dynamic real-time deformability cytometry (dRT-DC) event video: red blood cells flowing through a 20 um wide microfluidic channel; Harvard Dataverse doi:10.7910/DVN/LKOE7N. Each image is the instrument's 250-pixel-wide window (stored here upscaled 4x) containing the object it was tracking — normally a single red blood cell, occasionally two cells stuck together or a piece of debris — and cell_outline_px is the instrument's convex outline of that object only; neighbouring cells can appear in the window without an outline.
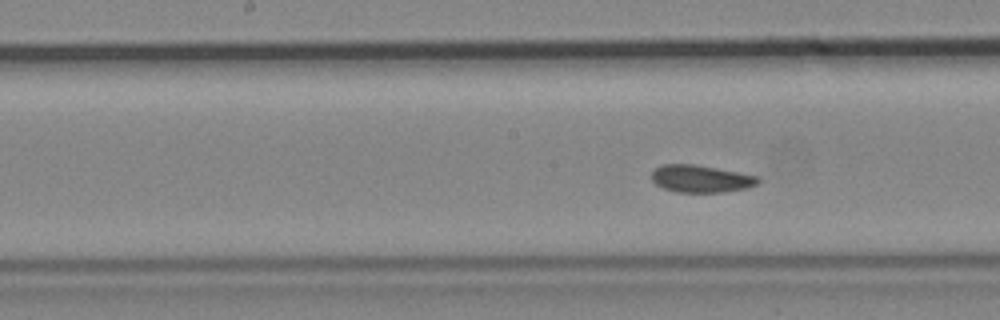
{"species": "common noctule bat (a hibernating species)", "species_latin": "Nyctalus noctula", "temperature_condition": "cold", "stored_images_in_passage": 6, "segment_of_instrument_passage": [2, 2], "camera_frame_rate_fps": 3000, "um_per_image_px": 0.085, "animal": {"sex": "male", "body_mass_g": 19.2, "forearm_length_mm": 51.8}, "frame": {"image": 1, "passage_image": 6, "time_ms": 1.667, "image_size_px": [1000, 320], "cell_outline_px": [[760, 180], [756, 184], [748, 188], [724, 192], [676, 192], [664, 188], [656, 184], [652, 180], [652, 172], [656, 168], [664, 164], [692, 164], [716, 168], [760, 176]], "centroid_in_image_um": [59.6, 15.2], "position_along_channel_um": 188.6, "area_um2": 16.88}}